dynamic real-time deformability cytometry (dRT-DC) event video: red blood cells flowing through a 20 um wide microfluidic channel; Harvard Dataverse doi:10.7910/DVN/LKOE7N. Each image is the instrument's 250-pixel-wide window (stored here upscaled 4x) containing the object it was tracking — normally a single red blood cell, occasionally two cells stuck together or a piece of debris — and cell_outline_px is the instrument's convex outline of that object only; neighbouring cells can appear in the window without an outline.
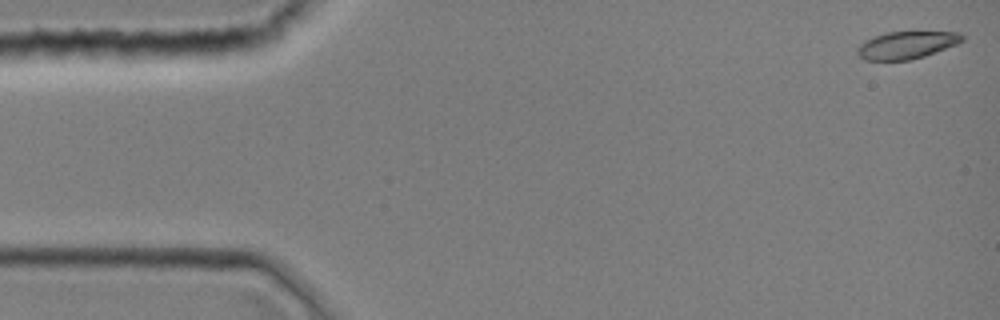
{"species": "common noctule bat (a hibernating species)", "species_latin": "Nyctalus noctula", "temperature_condition": "room temperature", "stored_images_in_passage": 44, "camera_frame_rate_fps": 3000, "um_per_image_px": 0.085, "animal": {"sex": "female", "body_mass_g": 19.0, "forearm_length_mm": 51.5}, "frame": {"image": 1, "passage_image": 1, "time_ms": 0.0, "image_size_px": [1000, 320], "cell_outline_px": [[964, 40], [956, 44], [924, 56], [908, 60], [864, 60], [856, 52], [856, 48], [864, 40], [872, 36], [888, 32], [960, 32], [964, 36]], "centroid_in_image_um": [77.02, 3.82], "position_along_channel_um": 8.0, "area_um2": 16.7}}
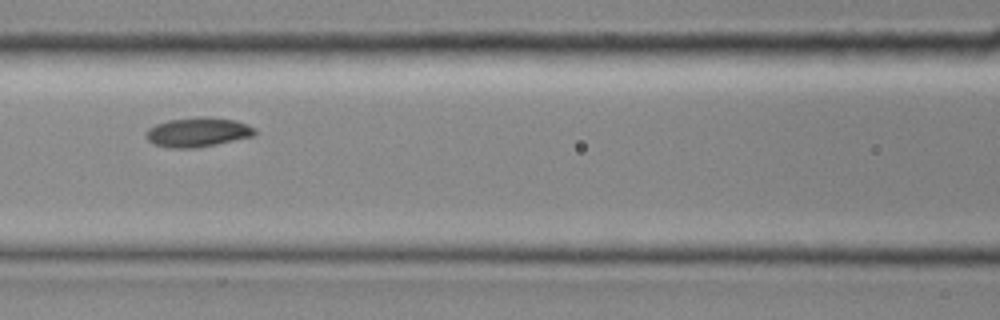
{"frame": {"image": 2, "passage_image": 19, "time_ms": 6.0, "image_size_px": [1000, 320], "cell_outline_px": [[256, 136], [200, 148], [168, 148], [152, 144], [144, 136], [148, 128], [156, 124], [168, 120], [196, 116], [204, 116], [236, 120], [248, 124], [256, 128]], "centroid_in_image_um": [16.83, 11.24], "position_along_channel_um": 149.8, "area_um2": 19.25}}
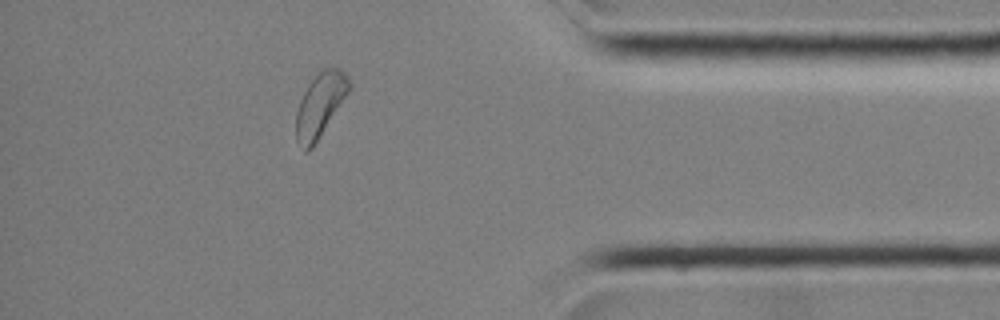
{"frame": {"image": 3, "passage_image": 38, "time_ms": 12.333, "image_size_px": [1000, 320], "cell_outline_px": [[352, 88], [312, 148], [308, 152], [304, 152], [296, 140], [296, 112], [300, 100], [308, 84], [320, 68], [340, 68], [348, 76], [352, 84]], "centroid_in_image_um": [27.22, 8.9], "position_along_channel_um": 408.0, "area_um2": 20.0}}